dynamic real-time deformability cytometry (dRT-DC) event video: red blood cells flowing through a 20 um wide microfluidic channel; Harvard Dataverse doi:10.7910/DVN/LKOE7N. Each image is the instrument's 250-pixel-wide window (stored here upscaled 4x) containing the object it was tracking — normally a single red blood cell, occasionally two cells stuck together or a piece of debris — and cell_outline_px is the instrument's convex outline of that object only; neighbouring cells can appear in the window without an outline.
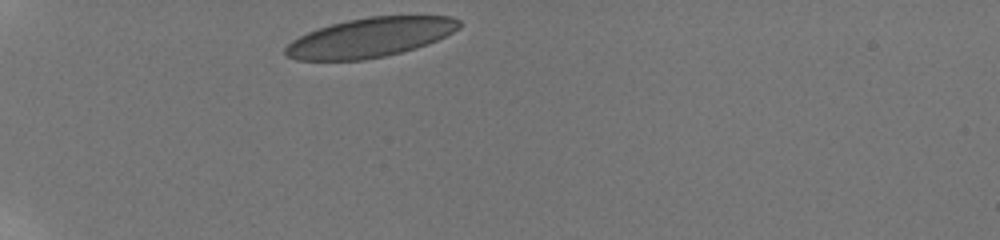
{"species": "human", "species_latin": "Homo sapiens", "temperature_condition": "room temperature", "stored_images_in_passage": 14, "camera_frame_rate_fps": 3000, "um_per_image_px": 0.085, "donor": {"sex": "male"}, "frame": {"image": 1, "passage_image": 1, "time_ms": 0.0, "image_size_px": [1000, 240], "cell_outline_px": [[460, 28], [428, 44], [416, 48], [384, 56], [364, 60], [296, 60], [288, 56], [284, 52], [284, 48], [292, 40], [308, 32], [332, 24], [348, 20], [372, 16], [452, 16], [460, 20]], "centroid_in_image_um": [31.47, 3.19], "position_along_channel_um": 53.5, "area_um2": 39.59}}
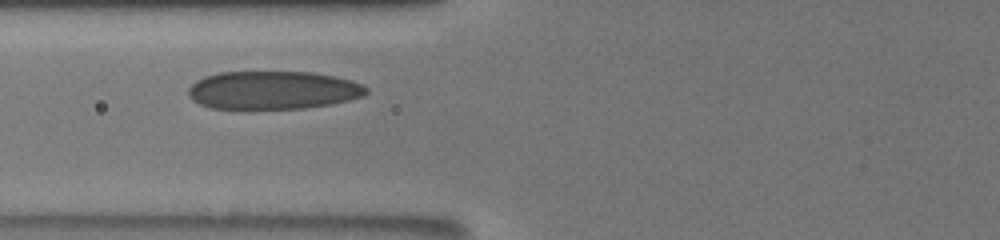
{"frame": {"image": 2, "passage_image": 5, "time_ms": 2.333, "image_size_px": [1000, 240], "cell_outline_px": [[368, 92], [364, 96], [332, 104], [304, 108], [252, 112], [240, 112], [212, 108], [200, 104], [192, 100], [188, 96], [188, 88], [196, 80], [204, 76], [220, 72], [312, 72], [352, 80], [368, 88]], "centroid_in_image_um": [23.13, 7.72], "position_along_channel_um": 102.7, "area_um2": 41.04}}